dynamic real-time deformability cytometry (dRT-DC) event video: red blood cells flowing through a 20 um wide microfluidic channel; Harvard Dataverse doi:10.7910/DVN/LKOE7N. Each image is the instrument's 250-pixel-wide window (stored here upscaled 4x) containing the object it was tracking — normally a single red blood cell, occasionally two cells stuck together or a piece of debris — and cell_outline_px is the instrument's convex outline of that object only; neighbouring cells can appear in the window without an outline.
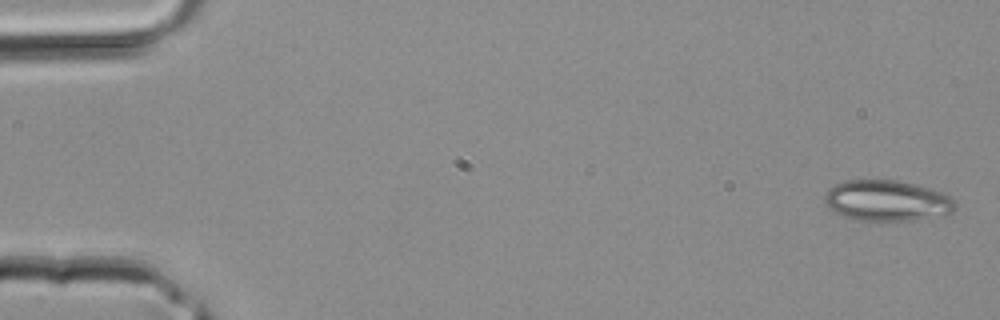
{"species": "common noctule bat (a hibernating species)", "species_latin": "Nyctalus noctula", "temperature_condition": "room temperature", "stored_images_in_passage": 39, "camera_frame_rate_fps": 3000, "um_per_image_px": 0.085, "animal": {"sex": "male", "body_mass_g": 20.4}, "frame": {"image": 1, "passage_image": 1, "time_ms": 0.0, "image_size_px": [1000, 320], "cell_outline_px": [[956, 208], [952, 212], [912, 220], [880, 224], [860, 220], [844, 216], [832, 212], [828, 208], [824, 200], [824, 192], [828, 188], [844, 180], [896, 180], [944, 192], [956, 204]], "centroid_in_image_um": [75.31, 17.08], "position_along_channel_um": 9.7, "area_um2": 31.56}}
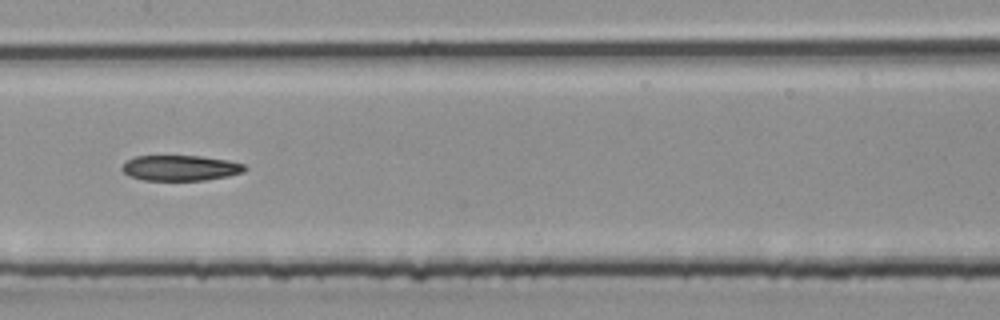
{"frame": {"image": 2, "passage_image": 20, "time_ms": 6.333, "image_size_px": [1000, 320], "cell_outline_px": [[248, 168], [244, 172], [228, 176], [208, 180], [144, 180], [128, 176], [120, 168], [124, 160], [136, 156], [200, 156], [228, 160], [244, 164]], "centroid_in_image_um": [15.32, 14.27], "position_along_channel_um": 192.1, "area_um2": 18.44}}
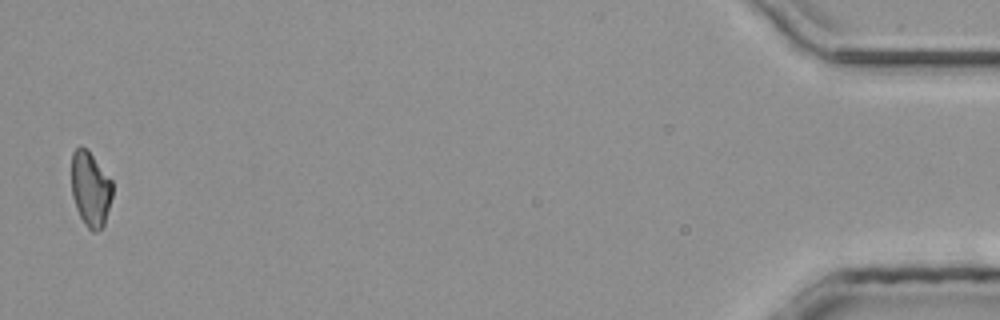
{"frame": {"image": 3, "passage_image": 39, "time_ms": 12.667, "image_size_px": [1000, 320], "cell_outline_px": [[112, 196], [104, 224], [96, 232], [92, 232], [84, 224], [76, 208], [72, 196], [72, 152], [80, 144], [88, 148], [112, 180]], "centroid_in_image_um": [7.68, 16.02], "position_along_channel_um": 427.5, "area_um2": 18.09}}